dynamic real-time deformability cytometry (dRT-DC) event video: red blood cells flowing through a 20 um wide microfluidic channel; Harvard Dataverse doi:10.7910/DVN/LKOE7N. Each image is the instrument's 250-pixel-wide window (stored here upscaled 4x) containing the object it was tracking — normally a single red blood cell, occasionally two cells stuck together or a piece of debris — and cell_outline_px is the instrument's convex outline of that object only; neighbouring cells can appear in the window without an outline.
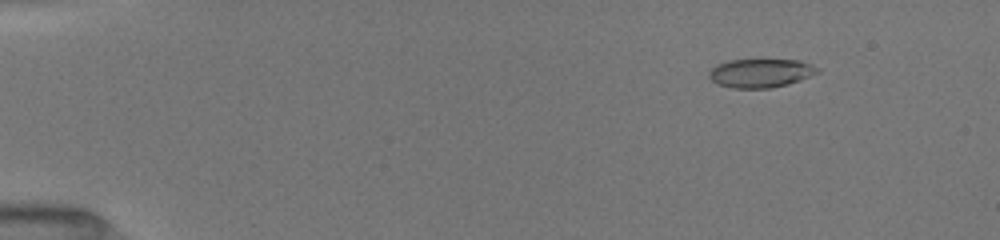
{"species": "common noctule bat (a hibernating species)", "species_latin": "Nyctalus noctula", "temperature_condition": "room temperature", "stored_images_in_passage": 15, "camera_frame_rate_fps": 3000, "um_per_image_px": 0.085, "animal": {"sex": "female", "body_mass_g": 19.5, "forearm_length_mm": 54.1}, "frame": {"image": 1, "passage_image": 6, "time_ms": 2.0, "image_size_px": [1000, 240], "cell_outline_px": [[820, 72], [800, 80], [788, 84], [768, 88], [732, 88], [716, 84], [708, 76], [708, 72], [716, 64], [728, 60], [800, 60], [812, 64], [820, 68]], "centroid_in_image_um": [64.65, 6.21], "position_along_channel_um": 20.3, "area_um2": 18.26}}